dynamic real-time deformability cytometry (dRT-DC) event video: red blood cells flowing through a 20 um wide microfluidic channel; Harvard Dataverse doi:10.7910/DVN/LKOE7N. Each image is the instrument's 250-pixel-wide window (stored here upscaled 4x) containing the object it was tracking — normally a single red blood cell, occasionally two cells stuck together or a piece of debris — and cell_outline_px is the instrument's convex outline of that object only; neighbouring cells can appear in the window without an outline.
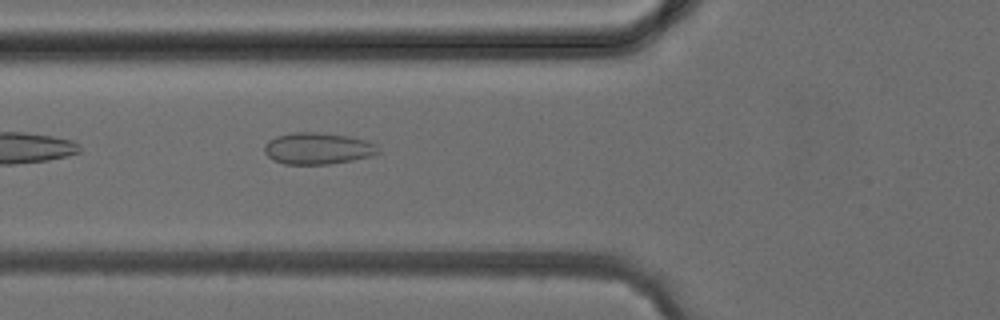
{"species": "common noctule bat (a hibernating species)", "species_latin": "Nyctalus noctula", "temperature_condition": "cold", "stored_images_in_passage": 2, "camera_frame_rate_fps": 3000, "um_per_image_px": 0.085, "animal": {"sex": "female", "body_mass_g": 24.6, "forearm_length_mm": 56.2}, "frame": {"image": 1, "passage_image": 2, "time_ms": 1.333, "image_size_px": [1000, 320], "cell_outline_px": [[380, 152], [372, 156], [352, 160], [328, 164], [284, 164], [272, 160], [264, 152], [264, 144], [268, 140], [276, 136], [292, 132], [316, 132], [348, 136], [364, 140], [376, 144]], "centroid_in_image_um": [26.98, 12.62], "position_along_channel_um": 98.8, "area_um2": 21.04}}